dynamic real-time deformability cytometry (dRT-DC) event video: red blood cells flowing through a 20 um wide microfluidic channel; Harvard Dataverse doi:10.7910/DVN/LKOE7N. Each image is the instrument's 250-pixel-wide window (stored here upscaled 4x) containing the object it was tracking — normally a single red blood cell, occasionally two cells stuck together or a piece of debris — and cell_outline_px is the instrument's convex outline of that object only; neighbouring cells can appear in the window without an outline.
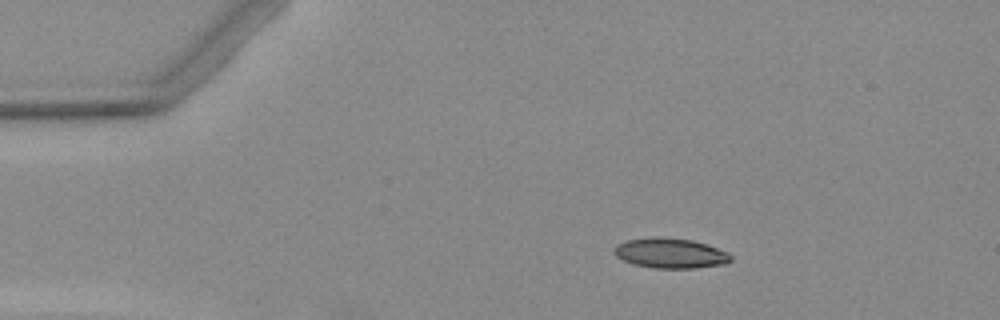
{"species": "Egyptian fruit bat (a non-hibernating species)", "species_latin": "Rousettus aegyptiacus", "temperature_condition": "warm", "stored_images_in_passage": 5, "camera_frame_rate_fps": 3000, "um_per_image_px": 0.085, "animal": {"sex": "female"}, "frame": {"image": 1, "passage_image": 2, "time_ms": 1.333, "image_size_px": [1000, 320], "cell_outline_px": [[732, 260], [724, 264], [692, 268], [656, 268], [636, 264], [624, 260], [616, 256], [612, 252], [616, 244], [628, 240], [652, 236], [660, 236], [692, 240], [728, 252], [732, 256]], "centroid_in_image_um": [56.96, 21.51], "position_along_channel_um": 28.0, "area_um2": 20.35}}
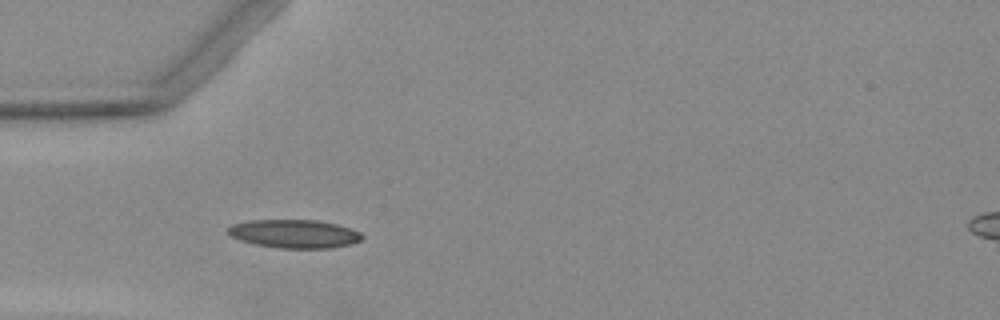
{"frame": {"image": 2, "passage_image": 4, "time_ms": 3.667, "image_size_px": [1000, 320], "cell_outline_px": [[364, 236], [360, 240], [348, 244], [328, 248], [280, 248], [256, 244], [240, 240], [232, 236], [228, 232], [228, 228], [232, 224], [248, 220], [316, 220], [336, 224], [360, 232]], "centroid_in_image_um": [25.0, 19.86], "position_along_channel_um": 60.0, "area_um2": 21.91}}
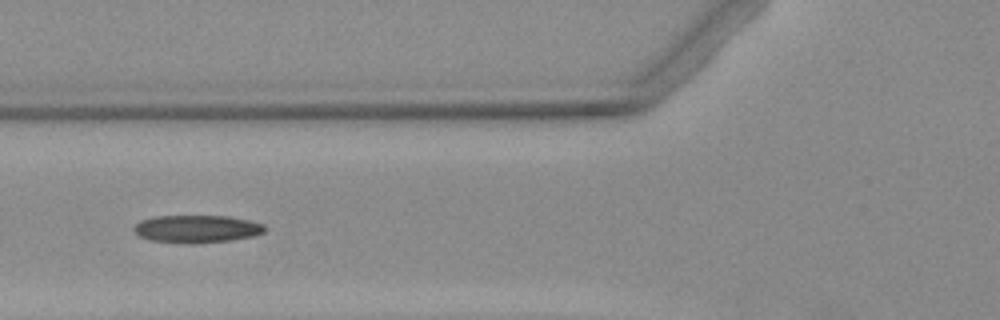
{"frame": {"image": 3, "passage_image": 5, "time_ms": 5.0, "image_size_px": [1000, 320], "cell_outline_px": [[264, 232], [252, 236], [232, 240], [192, 244], [180, 244], [152, 240], [140, 236], [132, 228], [140, 220], [156, 216], [232, 216], [264, 224]], "centroid_in_image_um": [16.72, 19.46], "position_along_channel_um": 109.1, "area_um2": 21.15}}